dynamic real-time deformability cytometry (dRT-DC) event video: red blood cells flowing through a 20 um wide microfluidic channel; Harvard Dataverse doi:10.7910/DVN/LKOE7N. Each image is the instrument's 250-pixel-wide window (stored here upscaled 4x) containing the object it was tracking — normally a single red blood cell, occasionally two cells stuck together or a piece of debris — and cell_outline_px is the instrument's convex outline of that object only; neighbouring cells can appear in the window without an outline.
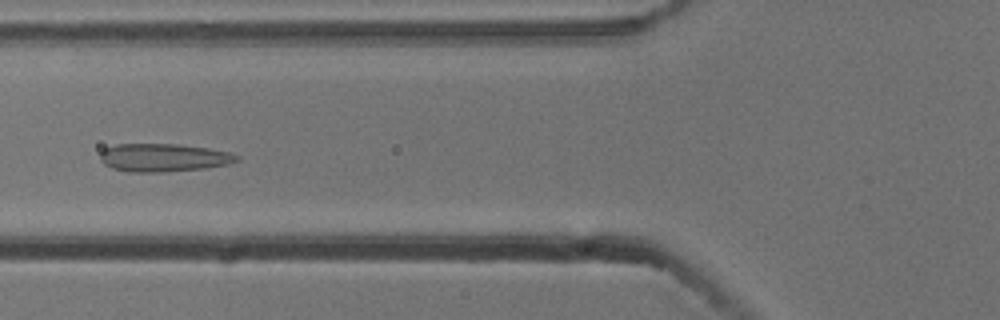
{"species": "common noctule bat (a hibernating species)", "species_latin": "Nyctalus noctula", "temperature_condition": "cold", "stored_images_in_passage": 53, "camera_frame_rate_fps": 3000, "um_per_image_px": 0.085, "animal": {"sex": "male", "body_mass_g": 13.3}, "frame": {"image": 1, "passage_image": 20, "time_ms": 6.333, "image_size_px": [1000, 320], "cell_outline_px": [[240, 160], [228, 164], [204, 168], [164, 172], [128, 172], [112, 168], [104, 164], [100, 160], [100, 152], [104, 148], [116, 144], [180, 144], [208, 148], [228, 152], [240, 156]], "centroid_in_image_um": [13.88, 13.39], "position_along_channel_um": 111.9, "area_um2": 22.48}}
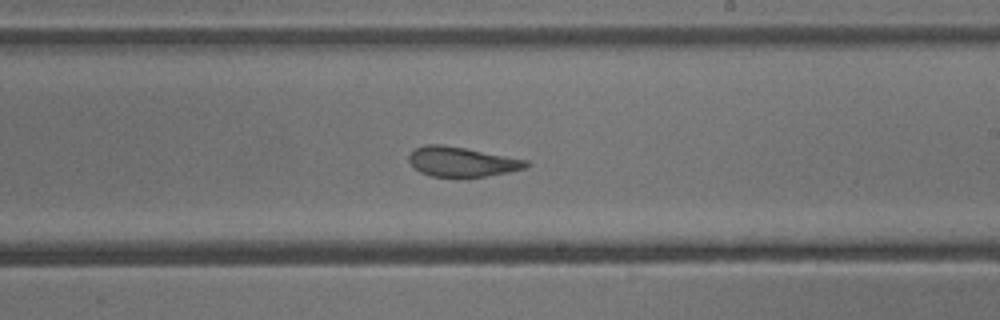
{"frame": {"image": 2, "passage_image": 31, "time_ms": 10.0, "image_size_px": [1000, 320], "cell_outline_px": [[532, 164], [524, 168], [508, 172], [468, 180], [428, 176], [420, 172], [408, 160], [408, 156], [416, 148], [428, 144], [440, 144], [464, 148], [528, 160]], "centroid_in_image_um": [39.27, 13.8], "position_along_channel_um": 249.7, "area_um2": 20.87}}
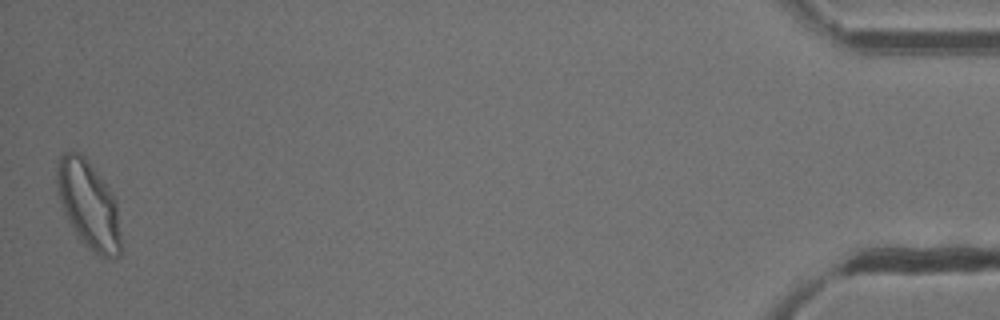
{"frame": {"image": 3, "passage_image": 53, "time_ms": 17.333, "image_size_px": [1000, 320], "cell_outline_px": [[120, 256], [116, 260], [112, 260], [100, 256], [92, 252], [80, 240], [68, 220], [64, 212], [56, 192], [56, 168], [60, 156], [64, 152], [80, 152], [84, 156], [104, 180], [112, 192], [116, 200], [120, 232]], "centroid_in_image_um": [7.53, 17.42], "position_along_channel_um": 427.7, "area_um2": 33.12}, "authors_computed_cell_mechanics": {"area_um2": 23.698, "velocity_mm_per_s": 3.7598, "shape_relaxation_time_tau1_ms": null, "shape_relaxation_time_tau2_ms": 0.9375, "deformation_change_tau1": null, "deformation_change_tau2": 0.0803}}